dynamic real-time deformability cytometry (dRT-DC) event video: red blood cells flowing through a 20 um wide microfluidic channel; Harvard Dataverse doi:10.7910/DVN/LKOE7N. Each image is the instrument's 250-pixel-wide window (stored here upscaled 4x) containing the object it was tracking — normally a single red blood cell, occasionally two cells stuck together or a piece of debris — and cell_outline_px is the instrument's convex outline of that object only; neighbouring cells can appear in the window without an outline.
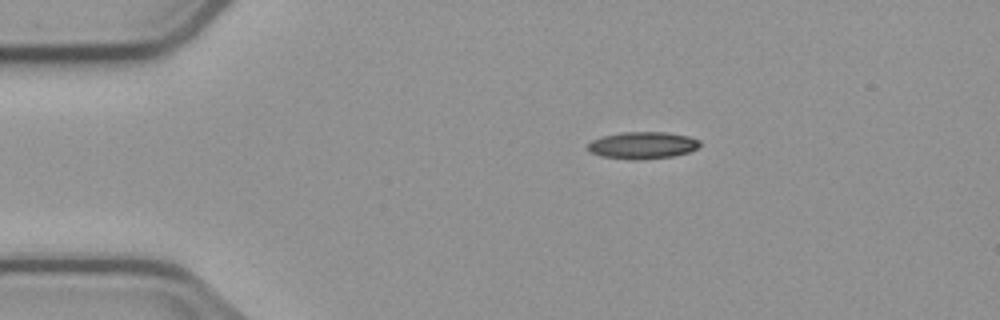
{"species": "common noctule bat (a hibernating species)", "species_latin": "Nyctalus noctula", "temperature_condition": "cold", "stored_images_in_passage": 2, "camera_frame_rate_fps": 3000, "um_per_image_px": 0.085, "animal": {"sex": "male", "body_mass_g": 23.1, "forearm_length_mm": 52.7}, "frame": {"image": 1, "passage_image": 1, "time_ms": 0.0, "image_size_px": [1000, 320], "cell_outline_px": [[700, 144], [696, 148], [688, 152], [672, 156], [640, 160], [636, 160], [600, 156], [588, 152], [588, 144], [592, 140], [604, 136], [620, 132], [668, 132], [688, 136], [700, 140]], "centroid_in_image_um": [54.6, 12.35], "position_along_channel_um": 30.4, "area_um2": 17.63}}